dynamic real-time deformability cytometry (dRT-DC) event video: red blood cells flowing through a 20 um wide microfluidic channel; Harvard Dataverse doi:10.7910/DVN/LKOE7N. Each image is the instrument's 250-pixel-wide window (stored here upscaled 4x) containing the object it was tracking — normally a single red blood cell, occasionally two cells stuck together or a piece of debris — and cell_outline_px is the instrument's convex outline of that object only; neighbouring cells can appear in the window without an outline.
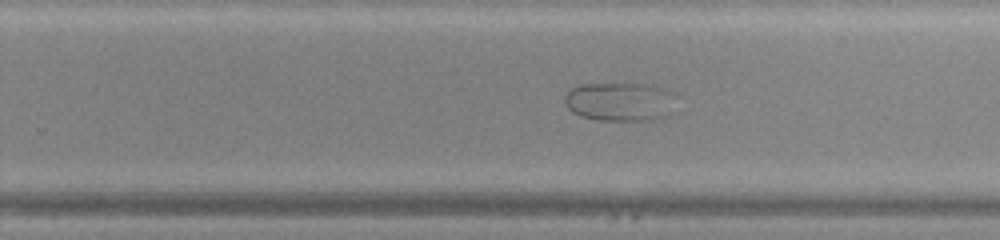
{"species": "common noctule bat (a hibernating species)", "species_latin": "Nyctalus noctula", "temperature_condition": "warm", "stored_images_in_passage": 17, "camera_frame_rate_fps": 3000, "um_per_image_px": 0.085, "animal": {"sex": "male", "body_mass_g": 20.0, "forearm_length_mm": 53.3}, "frame": {"image": 1, "passage_image": 15, "time_ms": 4.667, "image_size_px": [1000, 240], "cell_outline_px": [[676, 112], [668, 116], [656, 120], [600, 120], [580, 116], [572, 112], [564, 104], [564, 96], [572, 88], [580, 84], [652, 84], [676, 92]], "centroid_in_image_um": [52.8, 8.65], "position_along_channel_um": 277.0, "area_um2": 26.01}}